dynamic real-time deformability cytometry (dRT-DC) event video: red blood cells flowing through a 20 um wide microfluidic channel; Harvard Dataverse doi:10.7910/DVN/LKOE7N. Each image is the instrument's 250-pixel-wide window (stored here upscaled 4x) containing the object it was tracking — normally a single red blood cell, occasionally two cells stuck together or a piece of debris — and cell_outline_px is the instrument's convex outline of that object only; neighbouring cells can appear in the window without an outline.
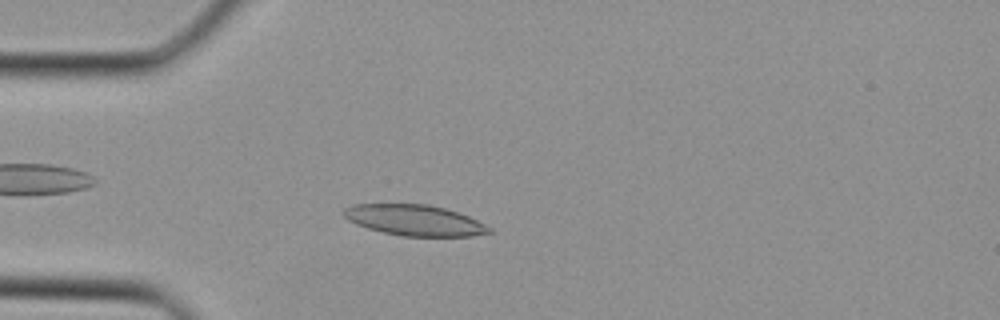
{"species": "Egyptian fruit bat (a non-hibernating species)", "species_latin": "Rousettus aegyptiacus", "temperature_condition": "cold", "stored_images_in_passage": 36, "camera_frame_rate_fps": 3000, "um_per_image_px": 0.085, "animal": {"sex": "female"}, "frame": {"image": 1, "passage_image": 9, "time_ms": 2.667, "image_size_px": [1000, 320], "cell_outline_px": [[492, 232], [472, 236], [400, 236], [368, 228], [356, 224], [348, 220], [340, 212], [344, 208], [352, 204], [428, 204], [444, 208], [468, 216], [492, 228]], "centroid_in_image_um": [35.2, 18.71], "position_along_channel_um": 49.8, "area_um2": 26.07}}
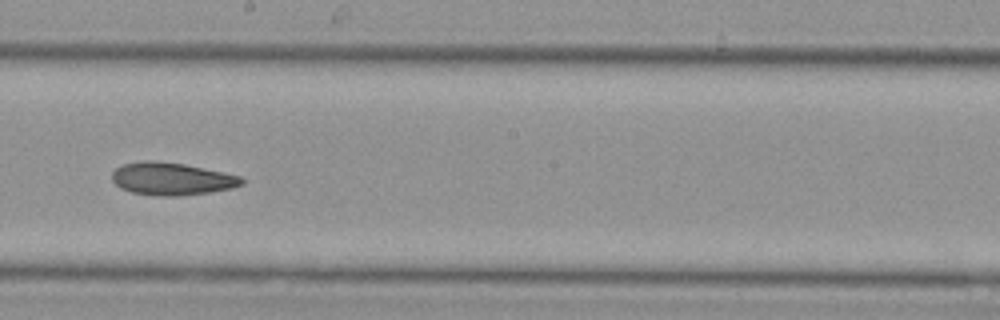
{"frame": {"image": 2, "passage_image": 20, "time_ms": 6.333, "image_size_px": [1000, 320], "cell_outline_px": [[244, 184], [232, 188], [208, 192], [176, 196], [164, 196], [132, 192], [120, 188], [112, 180], [112, 172], [116, 168], [124, 164], [144, 160], [152, 160], [184, 164], [224, 172], [240, 176], [244, 180]], "centroid_in_image_um": [14.6, 15.19], "position_along_channel_um": 233.6, "area_um2": 24.45}}
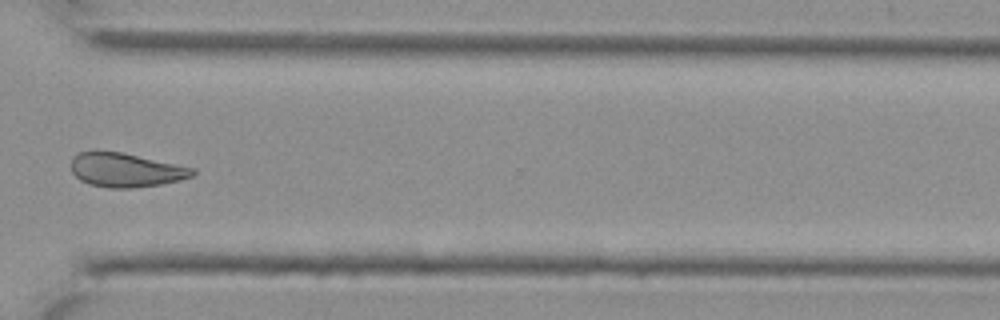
{"frame": {"image": 3, "passage_image": 27, "time_ms": 8.667, "image_size_px": [1000, 320], "cell_outline_px": [[196, 172], [192, 176], [180, 180], [160, 184], [132, 188], [108, 188], [88, 184], [80, 180], [72, 172], [72, 156], [80, 152], [120, 152], [196, 168]], "centroid_in_image_um": [10.7, 14.46], "position_along_channel_um": 359.9, "area_um2": 23.87}}